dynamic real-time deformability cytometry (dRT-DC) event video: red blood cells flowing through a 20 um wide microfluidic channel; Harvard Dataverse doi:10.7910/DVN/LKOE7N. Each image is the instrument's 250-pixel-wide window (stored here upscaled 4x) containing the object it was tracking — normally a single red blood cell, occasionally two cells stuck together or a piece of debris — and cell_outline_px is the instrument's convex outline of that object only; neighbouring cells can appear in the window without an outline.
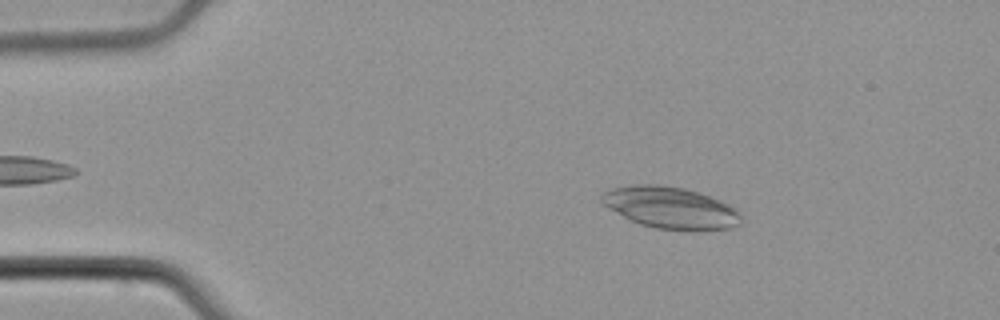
{"species": "common noctule bat (a hibernating species)", "species_latin": "Nyctalus noctula", "temperature_condition": "cold", "stored_images_in_passage": 54, "camera_frame_rate_fps": 3000, "um_per_image_px": 0.085, "animal": {"sex": "male", "body_mass_g": 21.5, "forearm_length_mm": 52.0}, "frame": {"image": 1, "passage_image": 9, "time_ms": 2.667, "image_size_px": [1000, 320], "cell_outline_px": [[740, 224], [732, 228], [696, 232], [656, 228], [640, 224], [628, 220], [608, 208], [600, 200], [600, 196], [604, 192], [612, 188], [636, 184], [660, 184], [684, 188], [720, 200], [736, 208], [740, 216]], "centroid_in_image_um": [56.99, 17.68], "position_along_channel_um": 28.0, "area_um2": 34.28}}
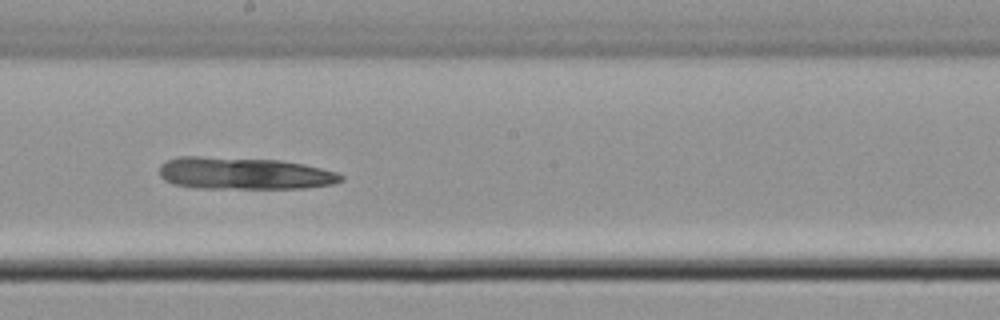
{"frame": {"image": 2, "passage_image": 30, "time_ms": 9.667, "image_size_px": [1000, 320], "cell_outline_px": [[344, 180], [332, 184], [304, 188], [196, 188], [172, 184], [164, 180], [160, 176], [160, 164], [176, 156], [200, 156], [280, 160], [304, 164], [336, 172], [344, 176]], "centroid_in_image_um": [20.72, 14.73], "position_along_channel_um": 227.5, "area_um2": 34.16}}
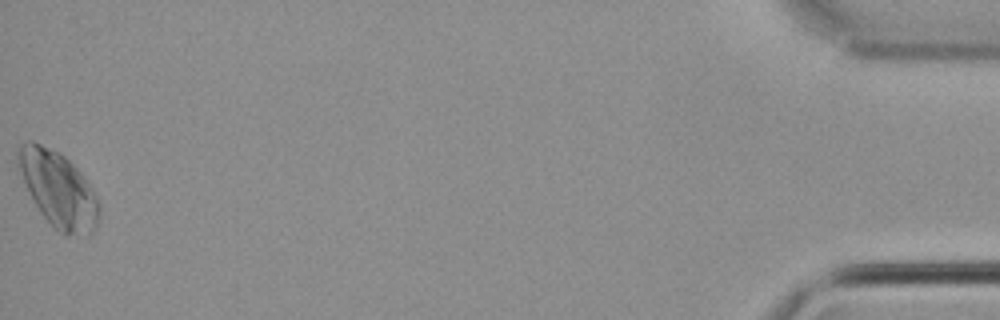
{"frame": {"image": 3, "passage_image": 54, "time_ms": 17.667, "image_size_px": [1000, 320], "cell_outline_px": [[100, 216], [96, 228], [88, 236], [64, 236], [40, 212], [32, 200], [20, 172], [16, 152], [16, 148], [32, 140], [64, 156], [80, 172], [88, 184], [100, 204]], "centroid_in_image_um": [4.97, 16.15], "position_along_channel_um": 430.2, "area_um2": 35.37}}